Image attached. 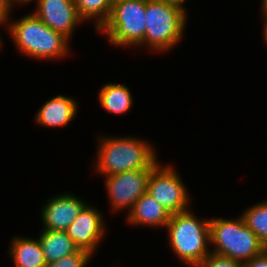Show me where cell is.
<instances>
[{"instance_id":"cell-1","label":"cell","mask_w":267,"mask_h":267,"mask_svg":"<svg viewBox=\"0 0 267 267\" xmlns=\"http://www.w3.org/2000/svg\"><path fill=\"white\" fill-rule=\"evenodd\" d=\"M95 158V172L104 176L131 170L152 169L158 163L151 145L135 137H101Z\"/></svg>"},{"instance_id":"cell-2","label":"cell","mask_w":267,"mask_h":267,"mask_svg":"<svg viewBox=\"0 0 267 267\" xmlns=\"http://www.w3.org/2000/svg\"><path fill=\"white\" fill-rule=\"evenodd\" d=\"M8 30L20 52L34 59H58L69 54V39L33 13L9 23Z\"/></svg>"},{"instance_id":"cell-3","label":"cell","mask_w":267,"mask_h":267,"mask_svg":"<svg viewBox=\"0 0 267 267\" xmlns=\"http://www.w3.org/2000/svg\"><path fill=\"white\" fill-rule=\"evenodd\" d=\"M166 228L170 246L185 264L196 267L211 253L209 220L197 219L188 209L172 214Z\"/></svg>"},{"instance_id":"cell-4","label":"cell","mask_w":267,"mask_h":267,"mask_svg":"<svg viewBox=\"0 0 267 267\" xmlns=\"http://www.w3.org/2000/svg\"><path fill=\"white\" fill-rule=\"evenodd\" d=\"M211 253L231 258L241 263L261 254L266 248L246 226L242 216L237 220L209 219Z\"/></svg>"},{"instance_id":"cell-5","label":"cell","mask_w":267,"mask_h":267,"mask_svg":"<svg viewBox=\"0 0 267 267\" xmlns=\"http://www.w3.org/2000/svg\"><path fill=\"white\" fill-rule=\"evenodd\" d=\"M186 15V11L178 6L146 0L144 45L160 52L172 49L183 37Z\"/></svg>"},{"instance_id":"cell-6","label":"cell","mask_w":267,"mask_h":267,"mask_svg":"<svg viewBox=\"0 0 267 267\" xmlns=\"http://www.w3.org/2000/svg\"><path fill=\"white\" fill-rule=\"evenodd\" d=\"M145 10L146 0H115L108 19L98 31L107 33L112 45H144Z\"/></svg>"},{"instance_id":"cell-7","label":"cell","mask_w":267,"mask_h":267,"mask_svg":"<svg viewBox=\"0 0 267 267\" xmlns=\"http://www.w3.org/2000/svg\"><path fill=\"white\" fill-rule=\"evenodd\" d=\"M179 174L170 165L157 163L151 170L147 193L171 215L188 210L189 196Z\"/></svg>"},{"instance_id":"cell-8","label":"cell","mask_w":267,"mask_h":267,"mask_svg":"<svg viewBox=\"0 0 267 267\" xmlns=\"http://www.w3.org/2000/svg\"><path fill=\"white\" fill-rule=\"evenodd\" d=\"M151 170H131L106 176L107 194L114 211L132 210L135 202L147 192Z\"/></svg>"},{"instance_id":"cell-9","label":"cell","mask_w":267,"mask_h":267,"mask_svg":"<svg viewBox=\"0 0 267 267\" xmlns=\"http://www.w3.org/2000/svg\"><path fill=\"white\" fill-rule=\"evenodd\" d=\"M37 16L49 28L70 39L80 18L73 0H36Z\"/></svg>"},{"instance_id":"cell-10","label":"cell","mask_w":267,"mask_h":267,"mask_svg":"<svg viewBox=\"0 0 267 267\" xmlns=\"http://www.w3.org/2000/svg\"><path fill=\"white\" fill-rule=\"evenodd\" d=\"M105 230L100 212L86 204L74 222L66 229V233L79 249L92 255L102 241Z\"/></svg>"},{"instance_id":"cell-11","label":"cell","mask_w":267,"mask_h":267,"mask_svg":"<svg viewBox=\"0 0 267 267\" xmlns=\"http://www.w3.org/2000/svg\"><path fill=\"white\" fill-rule=\"evenodd\" d=\"M84 201L71 194L56 195L48 200L41 211L44 230L66 231L83 207Z\"/></svg>"},{"instance_id":"cell-12","label":"cell","mask_w":267,"mask_h":267,"mask_svg":"<svg viewBox=\"0 0 267 267\" xmlns=\"http://www.w3.org/2000/svg\"><path fill=\"white\" fill-rule=\"evenodd\" d=\"M77 109L75 99L59 94L42 105L35 121L50 128L67 126L75 118Z\"/></svg>"},{"instance_id":"cell-13","label":"cell","mask_w":267,"mask_h":267,"mask_svg":"<svg viewBox=\"0 0 267 267\" xmlns=\"http://www.w3.org/2000/svg\"><path fill=\"white\" fill-rule=\"evenodd\" d=\"M171 214L147 192L144 193L134 204L128 213L127 221L130 225H148L166 227Z\"/></svg>"},{"instance_id":"cell-14","label":"cell","mask_w":267,"mask_h":267,"mask_svg":"<svg viewBox=\"0 0 267 267\" xmlns=\"http://www.w3.org/2000/svg\"><path fill=\"white\" fill-rule=\"evenodd\" d=\"M38 239L46 263L58 261L79 250L66 231L42 230Z\"/></svg>"},{"instance_id":"cell-15","label":"cell","mask_w":267,"mask_h":267,"mask_svg":"<svg viewBox=\"0 0 267 267\" xmlns=\"http://www.w3.org/2000/svg\"><path fill=\"white\" fill-rule=\"evenodd\" d=\"M10 255L17 267H45L46 261L39 239L15 237Z\"/></svg>"},{"instance_id":"cell-16","label":"cell","mask_w":267,"mask_h":267,"mask_svg":"<svg viewBox=\"0 0 267 267\" xmlns=\"http://www.w3.org/2000/svg\"><path fill=\"white\" fill-rule=\"evenodd\" d=\"M99 102L107 112L119 115L130 110L133 99L125 84L107 83L99 90Z\"/></svg>"},{"instance_id":"cell-17","label":"cell","mask_w":267,"mask_h":267,"mask_svg":"<svg viewBox=\"0 0 267 267\" xmlns=\"http://www.w3.org/2000/svg\"><path fill=\"white\" fill-rule=\"evenodd\" d=\"M82 20L96 19L97 31L108 19L115 0H73Z\"/></svg>"},{"instance_id":"cell-18","label":"cell","mask_w":267,"mask_h":267,"mask_svg":"<svg viewBox=\"0 0 267 267\" xmlns=\"http://www.w3.org/2000/svg\"><path fill=\"white\" fill-rule=\"evenodd\" d=\"M241 216L246 226L267 249V200L250 207Z\"/></svg>"},{"instance_id":"cell-19","label":"cell","mask_w":267,"mask_h":267,"mask_svg":"<svg viewBox=\"0 0 267 267\" xmlns=\"http://www.w3.org/2000/svg\"><path fill=\"white\" fill-rule=\"evenodd\" d=\"M91 254L79 249L76 253L63 257L58 261L47 263L45 267H86Z\"/></svg>"},{"instance_id":"cell-20","label":"cell","mask_w":267,"mask_h":267,"mask_svg":"<svg viewBox=\"0 0 267 267\" xmlns=\"http://www.w3.org/2000/svg\"><path fill=\"white\" fill-rule=\"evenodd\" d=\"M196 267H242V263L239 261L232 260L231 258L210 253Z\"/></svg>"},{"instance_id":"cell-21","label":"cell","mask_w":267,"mask_h":267,"mask_svg":"<svg viewBox=\"0 0 267 267\" xmlns=\"http://www.w3.org/2000/svg\"><path fill=\"white\" fill-rule=\"evenodd\" d=\"M242 267H267V249L249 261L243 262Z\"/></svg>"},{"instance_id":"cell-22","label":"cell","mask_w":267,"mask_h":267,"mask_svg":"<svg viewBox=\"0 0 267 267\" xmlns=\"http://www.w3.org/2000/svg\"><path fill=\"white\" fill-rule=\"evenodd\" d=\"M14 3L11 0H0V22H8V16H10L11 8Z\"/></svg>"},{"instance_id":"cell-23","label":"cell","mask_w":267,"mask_h":267,"mask_svg":"<svg viewBox=\"0 0 267 267\" xmlns=\"http://www.w3.org/2000/svg\"><path fill=\"white\" fill-rule=\"evenodd\" d=\"M159 1L166 2V3L172 4V5L178 6L182 10H185L184 7H183V4L187 0H159Z\"/></svg>"},{"instance_id":"cell-24","label":"cell","mask_w":267,"mask_h":267,"mask_svg":"<svg viewBox=\"0 0 267 267\" xmlns=\"http://www.w3.org/2000/svg\"><path fill=\"white\" fill-rule=\"evenodd\" d=\"M262 8V14H263V16L265 17V19H267V0H262V6H261Z\"/></svg>"},{"instance_id":"cell-25","label":"cell","mask_w":267,"mask_h":267,"mask_svg":"<svg viewBox=\"0 0 267 267\" xmlns=\"http://www.w3.org/2000/svg\"><path fill=\"white\" fill-rule=\"evenodd\" d=\"M263 35H264V39L267 43V19L265 20V24H264V28H263Z\"/></svg>"},{"instance_id":"cell-26","label":"cell","mask_w":267,"mask_h":267,"mask_svg":"<svg viewBox=\"0 0 267 267\" xmlns=\"http://www.w3.org/2000/svg\"><path fill=\"white\" fill-rule=\"evenodd\" d=\"M13 3H17V4H25V3H28V2H31L32 0H11Z\"/></svg>"}]
</instances>
